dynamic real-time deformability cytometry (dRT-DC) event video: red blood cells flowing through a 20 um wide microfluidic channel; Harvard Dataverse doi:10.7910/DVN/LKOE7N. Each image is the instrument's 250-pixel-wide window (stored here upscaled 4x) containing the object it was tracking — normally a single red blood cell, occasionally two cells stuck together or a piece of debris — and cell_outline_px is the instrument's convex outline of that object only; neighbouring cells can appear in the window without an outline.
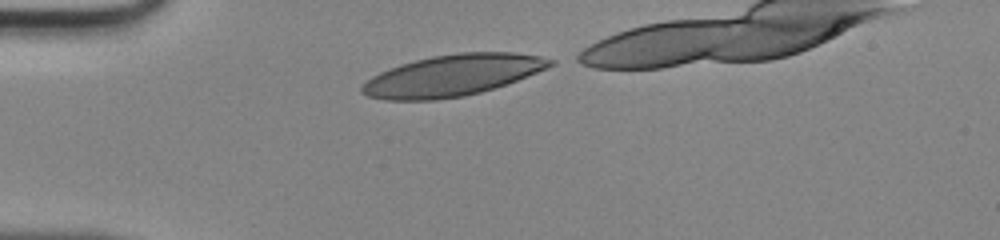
{"species": "human", "species_latin": "Homo sapiens", "temperature_condition": "room temperature", "stored_images_in_passage": 28, "camera_frame_rate_fps": 3000, "um_per_image_px": 0.085, "donor": {"sex": "male"}, "frame": {"image": 1, "passage_image": 1, "time_ms": 0.0, "image_size_px": [1000, 240], "cell_outline_px": [[556, 64], [516, 80], [480, 92], [464, 96], [436, 100], [384, 100], [368, 96], [360, 92], [360, 88], [372, 76], [380, 72], [400, 64], [432, 56], [460, 52], [512, 52], [540, 56], [556, 60]], "centroid_in_image_um": [38.44, 6.41], "position_along_channel_um": 46.6, "area_um2": 45.03}}
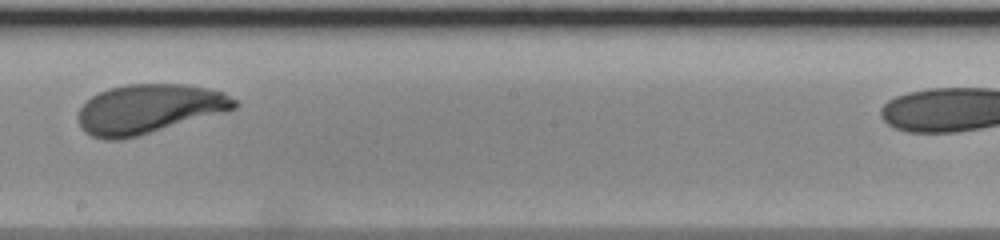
{"frame": {"image": 2, "passage_image": 16, "time_ms": 5.0, "image_size_px": [1000, 240], "cell_outline_px": [[240, 104], [236, 108], [224, 112], [136, 136], [120, 140], [104, 140], [92, 136], [84, 132], [80, 124], [80, 108], [92, 96], [108, 88], [124, 84], [184, 84], [208, 88], [224, 92], [236, 100]], "centroid_in_image_um": [12.67, 9.25], "position_along_channel_um": 235.5, "area_um2": 44.56}}
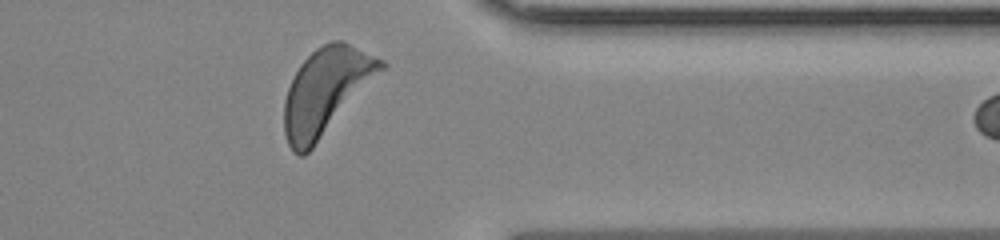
{"frame": {"image": 3, "passage_image": 27, "time_ms": 8.667, "image_size_px": [1000, 240], "cell_outline_px": [[388, 64], [312, 148], [304, 156], [300, 156], [292, 152], [288, 144], [284, 132], [284, 100], [288, 88], [300, 64], [316, 48], [332, 40], [344, 40], [384, 60]], "centroid_in_image_um": [27.7, 7.74], "position_along_channel_um": 383.7, "area_um2": 48.09}}